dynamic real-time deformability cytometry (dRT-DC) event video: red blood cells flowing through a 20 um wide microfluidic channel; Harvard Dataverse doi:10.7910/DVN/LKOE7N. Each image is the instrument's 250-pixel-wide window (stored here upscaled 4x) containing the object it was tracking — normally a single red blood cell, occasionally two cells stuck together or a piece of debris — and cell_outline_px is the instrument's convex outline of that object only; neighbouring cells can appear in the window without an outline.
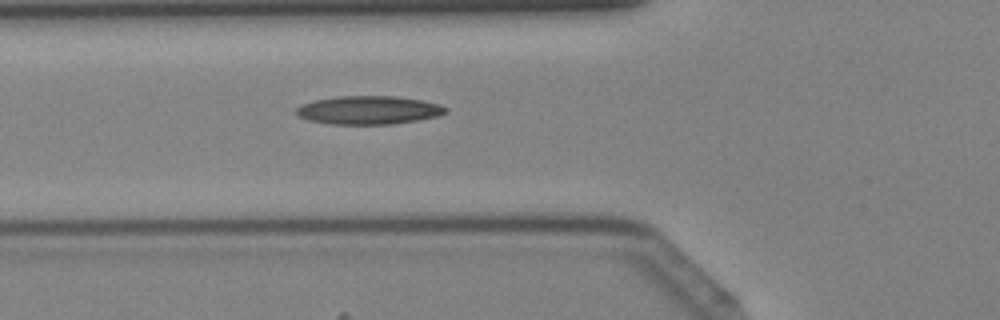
{"species": "Egyptian fruit bat (a non-hibernating species)", "species_latin": "Rousettus aegyptiacus", "temperature_condition": "cold", "stored_images_in_passage": 26, "camera_frame_rate_fps": 3000, "um_per_image_px": 0.085, "animal": {"sex": "female"}, "frame": {"image": 1, "passage_image": 3, "time_ms": 0.667, "image_size_px": [1000, 320], "cell_outline_px": [[448, 112], [440, 116], [392, 124], [332, 124], [308, 120], [300, 116], [296, 112], [296, 108], [300, 104], [312, 100], [336, 96], [396, 96], [424, 100], [440, 104], [448, 108]], "centroid_in_image_um": [31.36, 9.35], "position_along_channel_um": 94.4, "area_um2": 24.97}}
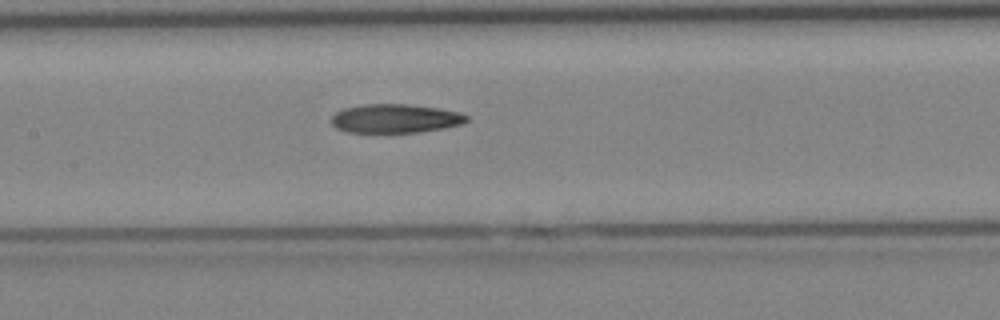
{"frame": {"image": 2, "passage_image": 8, "time_ms": 2.333, "image_size_px": [1000, 320], "cell_outline_px": [[468, 120], [464, 124], [444, 128], [420, 132], [348, 132], [336, 128], [332, 124], [332, 116], [336, 112], [344, 108], [364, 104], [408, 104], [436, 108], [460, 112], [468, 116]], "centroid_in_image_um": [33.62, 10.07], "position_along_channel_um": 173.8, "area_um2": 22.72}}
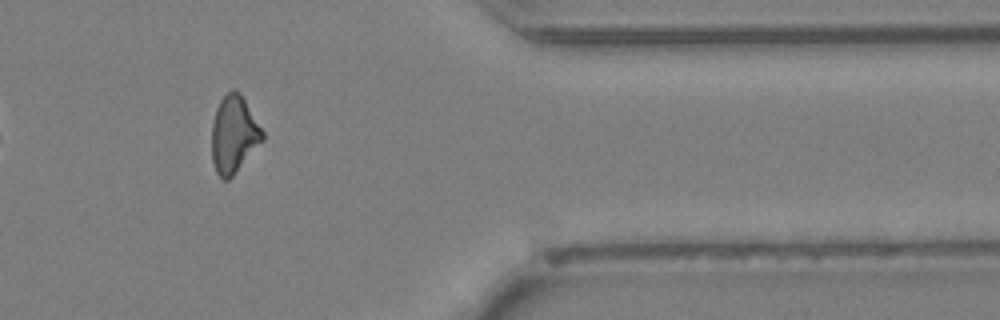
{"frame": {"image": 3, "passage_image": 23, "time_ms": 7.333, "image_size_px": [1000, 320], "cell_outline_px": [[264, 140], [232, 176], [228, 180], [224, 180], [216, 172], [212, 160], [212, 124], [216, 108], [220, 100], [232, 88], [236, 88], [244, 96], [264, 132]], "centroid_in_image_um": [19.89, 11.38], "position_along_channel_um": 391.5, "area_um2": 23.0}}